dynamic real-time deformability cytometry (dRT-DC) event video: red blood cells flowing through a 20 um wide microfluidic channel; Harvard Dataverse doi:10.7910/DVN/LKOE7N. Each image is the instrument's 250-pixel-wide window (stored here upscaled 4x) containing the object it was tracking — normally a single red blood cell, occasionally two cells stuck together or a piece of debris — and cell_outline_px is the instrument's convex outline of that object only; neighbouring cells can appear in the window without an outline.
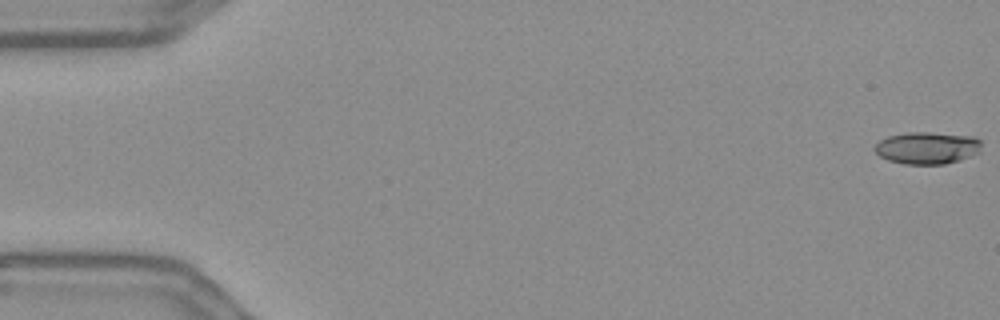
{"species": "Egyptian fruit bat (a non-hibernating species)", "species_latin": "Rousettus aegyptiacus", "temperature_condition": "warm", "stored_images_in_passage": 9, "camera_frame_rate_fps": 3000, "um_per_image_px": 0.085, "frame": {"image": 1, "passage_image": 1, "time_ms": 0.0, "image_size_px": [1000, 320], "cell_outline_px": [[980, 152], [944, 164], [904, 164], [888, 160], [880, 156], [872, 148], [880, 140], [888, 136], [908, 132], [928, 132], [976, 136], [980, 140]], "centroid_in_image_um": [78.79, 12.56], "position_along_channel_um": 6.2, "area_um2": 19.94}}